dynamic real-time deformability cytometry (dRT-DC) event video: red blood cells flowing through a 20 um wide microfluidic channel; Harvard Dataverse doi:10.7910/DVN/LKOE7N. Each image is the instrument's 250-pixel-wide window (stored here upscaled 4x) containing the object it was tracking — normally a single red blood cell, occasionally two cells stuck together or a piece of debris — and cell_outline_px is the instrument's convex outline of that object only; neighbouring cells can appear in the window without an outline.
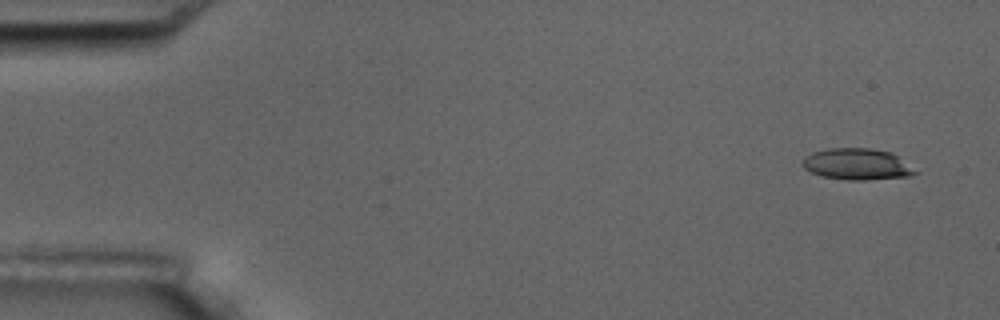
{"species": "common noctule bat (a hibernating species)", "species_latin": "Nyctalus noctula", "temperature_condition": "room temperature", "stored_images_in_passage": 5, "camera_frame_rate_fps": 3000, "um_per_image_px": 0.085, "animal": {"sex": "male", "body_mass_g": 17.5, "forearm_length_mm": 52.3}, "frame": {"image": 1, "passage_image": 1, "time_ms": 0.0, "image_size_px": [1000, 320], "cell_outline_px": [[920, 172], [908, 176], [864, 180], [848, 180], [820, 176], [804, 168], [800, 164], [804, 156], [812, 152], [828, 148], [868, 148], [892, 152]], "centroid_in_image_um": [72.82, 13.95], "position_along_channel_um": 12.2, "area_um2": 20.75}}